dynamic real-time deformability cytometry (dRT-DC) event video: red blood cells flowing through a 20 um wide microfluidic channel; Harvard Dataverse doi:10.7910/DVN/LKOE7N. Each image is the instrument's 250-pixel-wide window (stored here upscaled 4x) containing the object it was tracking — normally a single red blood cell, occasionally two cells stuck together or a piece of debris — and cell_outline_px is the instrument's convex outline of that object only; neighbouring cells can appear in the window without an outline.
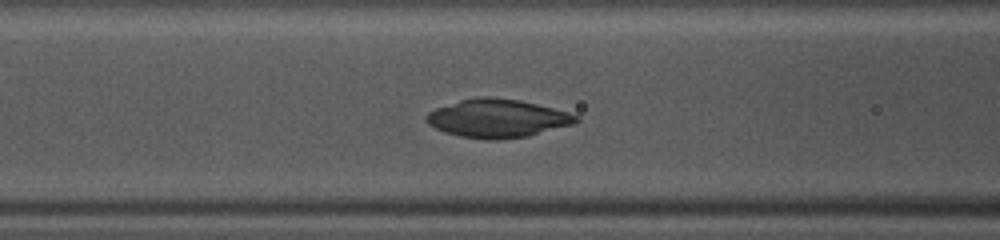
{"species": "common noctule bat (a hibernating species)", "species_latin": "Nyctalus noctula", "temperature_condition": "warm", "stored_images_in_passage": 35, "camera_frame_rate_fps": 3000, "um_per_image_px": 0.085, "animal": {"sex": "female", "body_mass_g": 10.0, "forearm_length_mm": 53.1}, "frame": {"image": 1, "passage_image": 7, "time_ms": 2.0, "image_size_px": [1000, 240], "cell_outline_px": [[580, 120], [576, 124], [528, 136], [496, 140], [488, 140], [460, 136], [444, 132], [428, 124], [424, 120], [424, 116], [428, 112], [436, 108], [460, 100], [480, 96], [484, 96], [520, 100], [568, 112], [580, 116]], "centroid_in_image_um": [42.29, 10.07], "position_along_channel_um": 124.3, "area_um2": 33.58}}
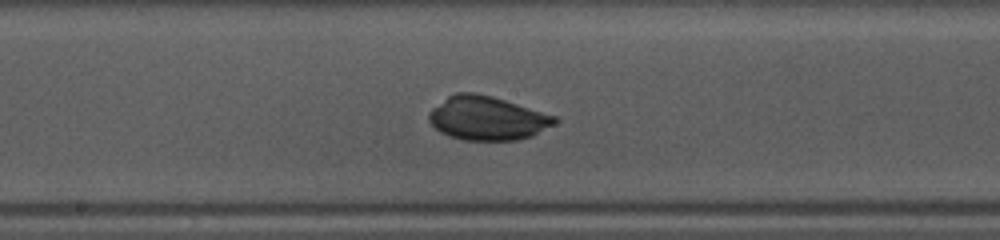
{"frame": {"image": 2, "passage_image": 13, "time_ms": 4.0, "image_size_px": [1000, 240], "cell_outline_px": [[560, 120], [556, 124], [532, 136], [516, 140], [464, 140], [448, 136], [440, 132], [428, 120], [428, 116], [432, 108], [448, 96], [456, 92], [472, 92], [492, 96], [556, 116]], "centroid_in_image_um": [41.42, 10.05], "position_along_channel_um": 206.8, "area_um2": 32.14}}
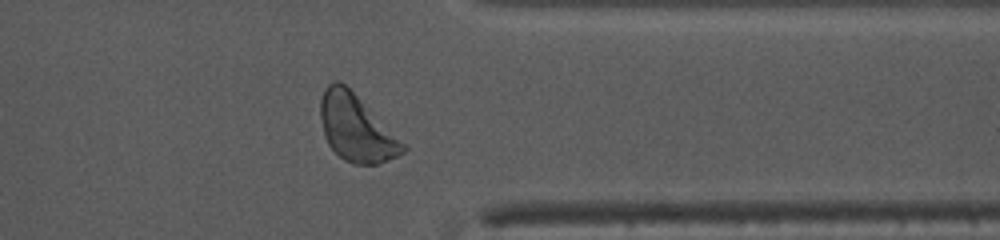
{"frame": {"image": 3, "passage_image": 26, "time_ms": 8.333, "image_size_px": [1000, 240], "cell_outline_px": [[408, 148], [404, 152], [396, 156], [376, 164], [352, 164], [344, 160], [328, 144], [324, 136], [320, 116], [320, 100], [324, 88], [328, 84], [336, 80], [340, 80]], "centroid_in_image_um": [30.22, 10.89], "position_along_channel_um": 381.2, "area_um2": 31.15}}